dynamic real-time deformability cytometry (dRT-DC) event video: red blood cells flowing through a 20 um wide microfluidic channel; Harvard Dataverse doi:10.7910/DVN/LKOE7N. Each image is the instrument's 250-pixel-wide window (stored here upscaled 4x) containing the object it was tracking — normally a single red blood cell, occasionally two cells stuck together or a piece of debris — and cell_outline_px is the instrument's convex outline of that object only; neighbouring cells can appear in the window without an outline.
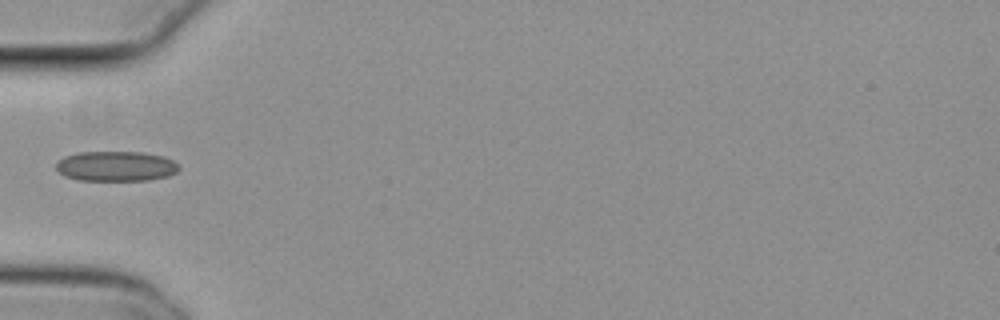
{"species": "common noctule bat (a hibernating species)", "species_latin": "Nyctalus noctula", "temperature_condition": "cold", "stored_images_in_passage": 36, "camera_frame_rate_fps": 3000, "um_per_image_px": 0.085, "animal": {"sex": "female", "body_mass_g": 29.2, "forearm_length_mm": 56.3}, "frame": {"image": 1, "passage_image": 1, "time_ms": 0.0, "image_size_px": [1000, 320], "cell_outline_px": [[180, 168], [176, 172], [168, 176], [148, 180], [80, 180], [64, 176], [56, 168], [56, 164], [64, 156], [80, 152], [144, 152], [164, 156], [172, 160]], "centroid_in_image_um": [9.87, 14.12], "position_along_channel_um": 75.1, "area_um2": 21.44}}
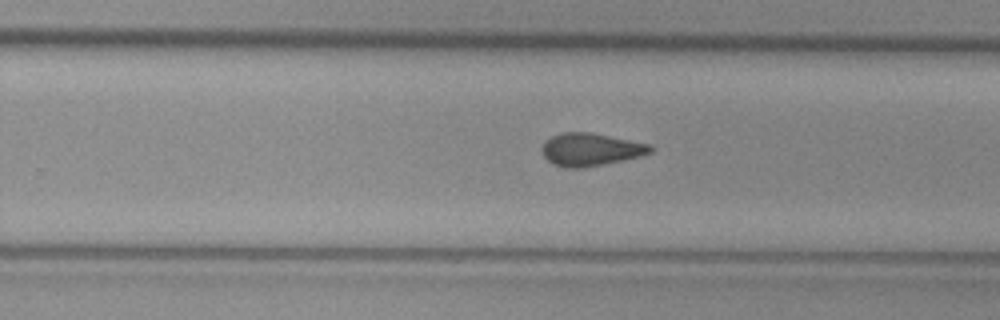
{"frame": {"image": 2, "passage_image": 17, "time_ms": 5.333, "image_size_px": [1000, 320], "cell_outline_px": [[652, 152], [640, 156], [624, 160], [584, 168], [564, 168], [552, 164], [544, 156], [544, 144], [552, 136], [560, 132], [592, 132], [652, 144]], "centroid_in_image_um": [50.25, 12.71], "position_along_channel_um": 279.6, "area_um2": 20.75}}
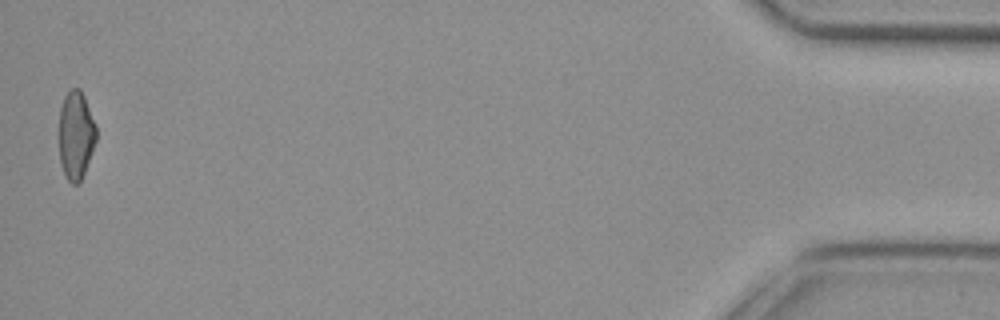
{"frame": {"image": 3, "passage_image": 36, "time_ms": 11.667, "image_size_px": [1000, 320], "cell_outline_px": [[96, 140], [84, 172], [80, 180], [76, 184], [72, 184], [68, 180], [60, 164], [56, 132], [60, 108], [64, 96], [72, 88], [80, 88], [84, 96], [96, 124]], "centroid_in_image_um": [6.39, 11.46], "position_along_channel_um": 428.8, "area_um2": 19.65}, "authors_computed_cell_mechanics": {"area_um2": 20.1433, "velocity_mm_per_s": 3.8282, "shape_relaxation_time_tau1_ms": null, "shape_relaxation_time_tau2_ms": 2.556, "deformation_change_tau1": null, "deformation_change_tau2": 0.0792}}